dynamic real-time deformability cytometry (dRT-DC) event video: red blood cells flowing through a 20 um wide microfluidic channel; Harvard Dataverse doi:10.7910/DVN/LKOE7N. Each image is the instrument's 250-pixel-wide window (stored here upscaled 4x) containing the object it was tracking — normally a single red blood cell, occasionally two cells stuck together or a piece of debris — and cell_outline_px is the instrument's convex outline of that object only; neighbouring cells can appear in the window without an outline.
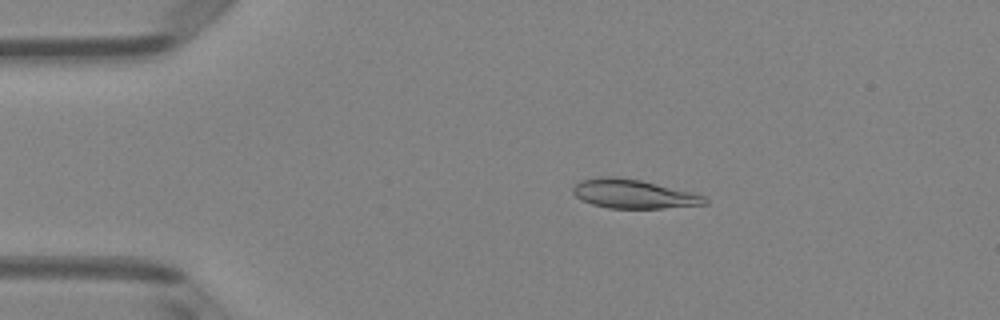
{"species": "Egyptian fruit bat (a non-hibernating species)", "species_latin": "Rousettus aegyptiacus", "temperature_condition": "room temperature", "stored_images_in_passage": 50, "camera_frame_rate_fps": 3000, "um_per_image_px": 0.085, "animal": {"sex": "female"}, "frame": {"image": 1, "passage_image": 10, "time_ms": 3.0, "image_size_px": [1000, 320], "cell_outline_px": [[708, 204], [664, 208], [608, 208], [592, 204], [580, 200], [572, 192], [572, 188], [580, 180], [600, 176], [616, 176], [640, 180], [692, 192], [704, 196], [708, 200]], "centroid_in_image_um": [53.82, 16.48], "position_along_channel_um": 31.2, "area_um2": 22.31}}
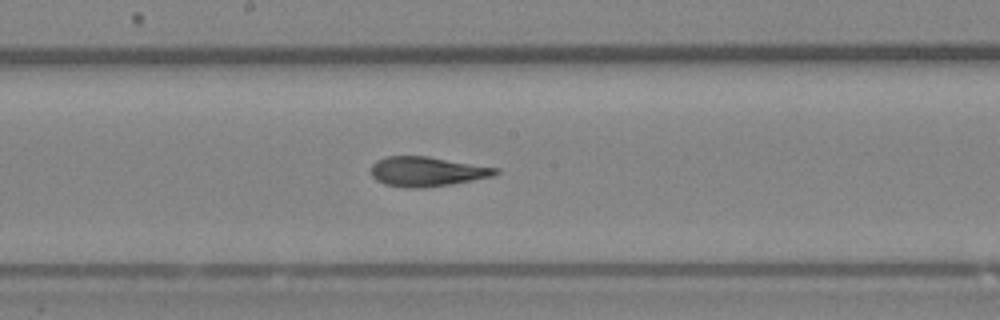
{"frame": {"image": 2, "passage_image": 27, "time_ms": 8.667, "image_size_px": [1000, 320], "cell_outline_px": [[500, 172], [492, 176], [452, 184], [420, 188], [404, 188], [384, 184], [376, 180], [372, 176], [372, 164], [376, 160], [384, 156], [428, 156], [500, 168]], "centroid_in_image_um": [36.28, 14.57], "position_along_channel_um": 211.9, "area_um2": 21.68}}
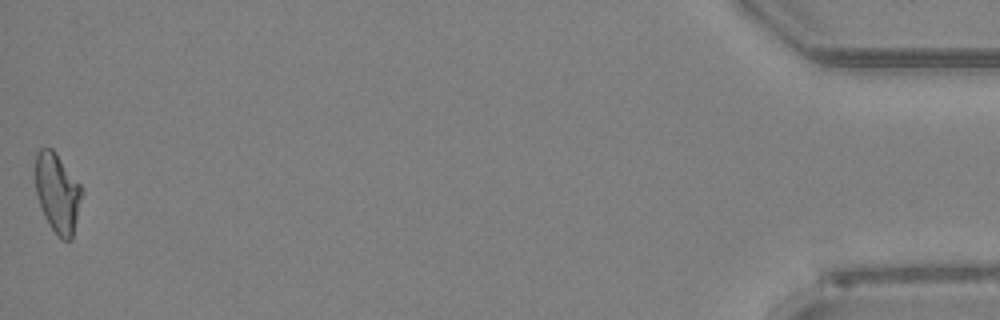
{"frame": {"image": 3, "passage_image": 50, "time_ms": 16.333, "image_size_px": [1000, 320], "cell_outline_px": [[84, 192], [72, 240], [64, 240], [52, 228], [44, 216], [40, 208], [36, 196], [36, 152], [40, 148], [52, 148], [56, 152], [80, 184]], "centroid_in_image_um": [4.9, 16.39], "position_along_channel_um": 430.3, "area_um2": 21.62}, "authors_computed_cell_mechanics": {"area_um2": 21.675, "velocity_mm_per_s": 4.0983, "shape_relaxation_time_tau1_ms": 7.8231, "shape_relaxation_time_tau2_ms": 2.1225, "deformation_change_tau1": 0.2612, "deformation_change_tau2": 0.1132}}